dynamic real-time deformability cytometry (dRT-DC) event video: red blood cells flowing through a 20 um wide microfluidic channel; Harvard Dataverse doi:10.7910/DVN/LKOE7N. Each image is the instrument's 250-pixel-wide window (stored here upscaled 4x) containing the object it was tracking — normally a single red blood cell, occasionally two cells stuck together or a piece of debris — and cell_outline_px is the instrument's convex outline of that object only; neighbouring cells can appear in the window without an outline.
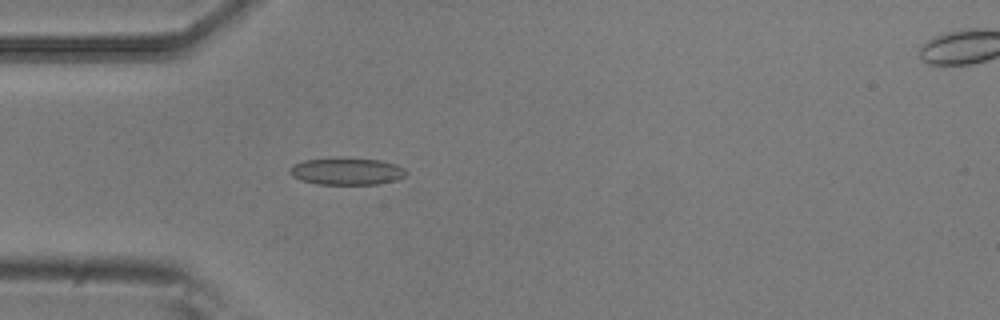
{"species": "common noctule bat (a hibernating species)", "species_latin": "Nyctalus noctula", "temperature_condition": "room temperature", "stored_images_in_passage": 5, "camera_frame_rate_fps": 3000, "um_per_image_px": 0.085, "animal": {"sex": "male", "body_mass_g": 20.5, "forearm_length_mm": 52.5}, "frame": {"image": 1, "passage_image": 4, "time_ms": 1.0, "image_size_px": [1000, 320], "cell_outline_px": [[408, 172], [404, 176], [396, 180], [380, 184], [316, 184], [300, 180], [292, 176], [288, 172], [288, 168], [292, 164], [304, 160], [380, 160], [396, 164], [404, 168]], "centroid_in_image_um": [29.46, 14.6], "position_along_channel_um": 55.5, "area_um2": 17.86}}